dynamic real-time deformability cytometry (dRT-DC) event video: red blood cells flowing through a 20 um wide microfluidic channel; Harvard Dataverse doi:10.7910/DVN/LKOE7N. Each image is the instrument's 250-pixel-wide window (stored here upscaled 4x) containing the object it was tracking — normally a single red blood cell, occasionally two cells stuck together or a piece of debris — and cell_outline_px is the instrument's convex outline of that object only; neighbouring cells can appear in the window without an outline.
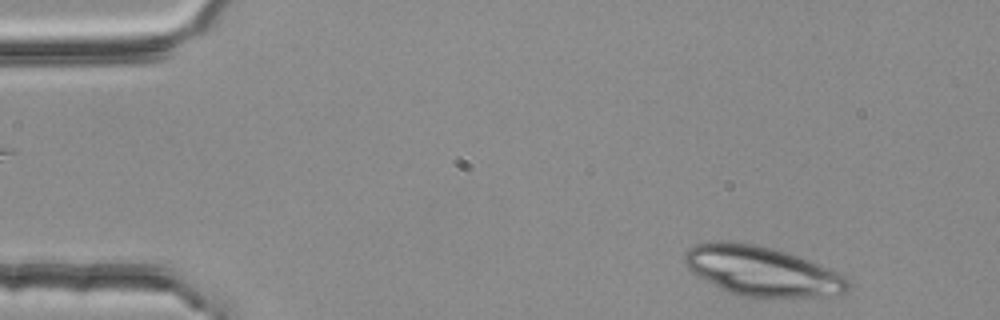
{"species": "common noctule bat (a hibernating species)", "species_latin": "Nyctalus noctula", "temperature_condition": "room temperature", "stored_images_in_passage": 4, "camera_frame_rate_fps": 3000, "um_per_image_px": 0.085, "animal": {"sex": "female", "body_mass_g": 25.1}, "frame": {"image": 1, "passage_image": 4, "time_ms": 1.0, "image_size_px": [1000, 320], "cell_outline_px": [[848, 292], [836, 296], [736, 296], [720, 288], [692, 272], [684, 264], [684, 252], [688, 248], [696, 244], [716, 240], [724, 240], [752, 244], [772, 248], [800, 256], [820, 264], [844, 276], [848, 280]], "centroid_in_image_um": [64.74, 23.02], "position_along_channel_um": 20.3, "area_um2": 47.05}}